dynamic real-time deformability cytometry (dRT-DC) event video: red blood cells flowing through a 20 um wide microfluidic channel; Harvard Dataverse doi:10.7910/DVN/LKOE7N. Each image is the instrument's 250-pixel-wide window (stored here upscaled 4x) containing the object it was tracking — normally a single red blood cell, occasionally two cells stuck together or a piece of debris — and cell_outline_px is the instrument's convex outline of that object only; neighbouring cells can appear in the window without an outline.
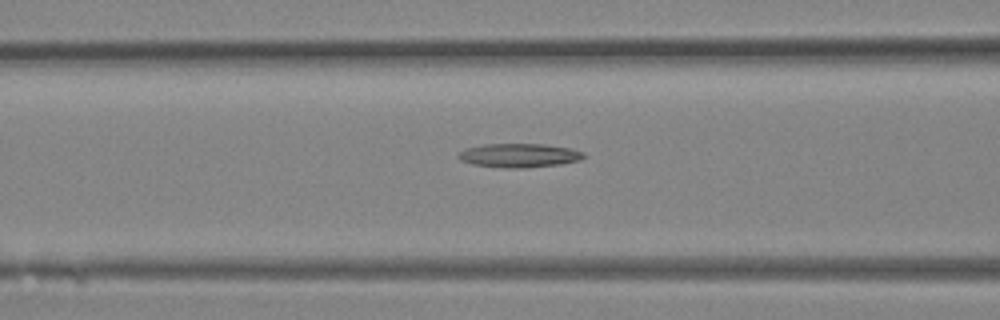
{"species": "Egyptian fruit bat (a non-hibernating species)", "species_latin": "Rousettus aegyptiacus", "temperature_condition": "room temperature", "stored_images_in_passage": 20, "camera_frame_rate_fps": 3000, "um_per_image_px": 0.085, "animal": {"sex": "female"}, "frame": {"image": 1, "passage_image": 4, "time_ms": 1.0, "image_size_px": [1000, 320], "cell_outline_px": [[584, 156], [580, 160], [560, 164], [524, 168], [504, 168], [472, 164], [460, 160], [456, 156], [460, 152], [468, 148], [484, 144], [544, 144], [572, 148], [584, 152]], "centroid_in_image_um": [44.14, 13.21], "position_along_channel_um": 122.5, "area_um2": 17.46}}
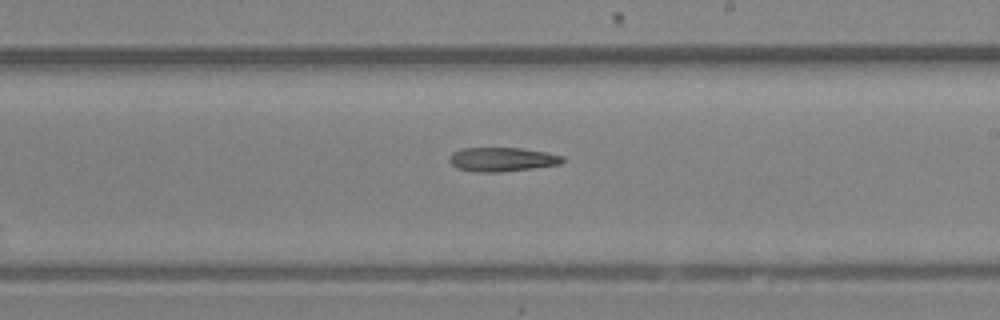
{"frame": {"image": 2, "passage_image": 10, "time_ms": 3.0, "image_size_px": [1000, 320], "cell_outline_px": [[564, 160], [560, 164], [532, 168], [500, 172], [476, 172], [456, 168], [448, 160], [448, 156], [452, 152], [460, 148], [520, 148], [548, 152], [564, 156]], "centroid_in_image_um": [42.64, 13.54], "position_along_channel_um": 246.4, "area_um2": 16.01}}
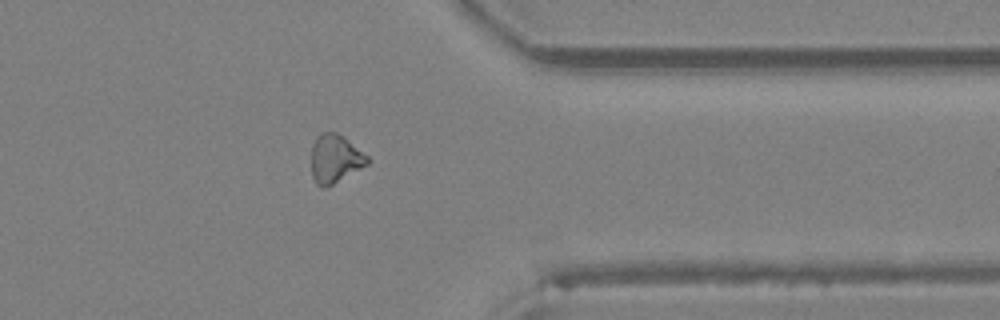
{"frame": {"image": 3, "passage_image": 17, "time_ms": 5.333, "image_size_px": [1000, 320], "cell_outline_px": [[372, 160], [368, 164], [332, 184], [324, 188], [320, 188], [316, 184], [312, 176], [312, 144], [316, 136], [320, 132], [336, 132], [344, 136], [368, 156]], "centroid_in_image_um": [28.48, 13.47], "position_along_channel_um": 382.9, "area_um2": 15.9}}